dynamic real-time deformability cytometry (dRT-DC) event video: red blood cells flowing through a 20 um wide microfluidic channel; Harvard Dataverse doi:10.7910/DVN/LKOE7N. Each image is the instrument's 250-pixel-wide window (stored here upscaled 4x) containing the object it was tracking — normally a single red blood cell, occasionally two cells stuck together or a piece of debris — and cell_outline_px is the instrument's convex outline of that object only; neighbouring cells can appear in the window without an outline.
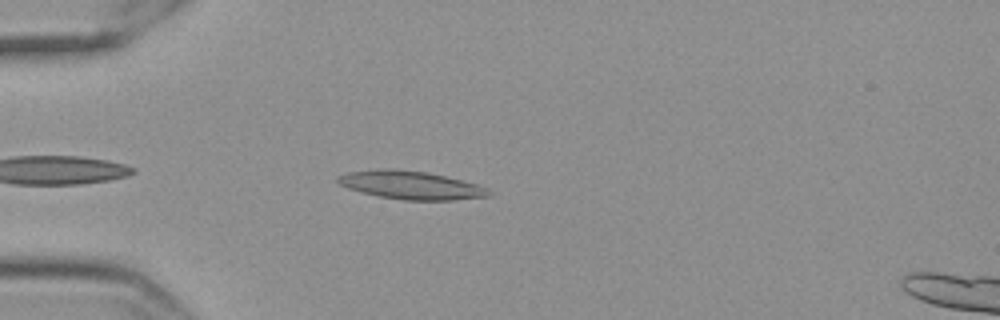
{"species": "Egyptian fruit bat (a non-hibernating species)", "species_latin": "Rousettus aegyptiacus", "temperature_condition": "cold", "stored_images_in_passage": 30, "camera_frame_rate_fps": 3000, "um_per_image_px": 0.085, "frame": {"image": 1, "passage_image": 4, "time_ms": 1.0, "image_size_px": [1000, 320], "cell_outline_px": [[492, 196], [452, 200], [404, 200], [380, 196], [348, 188], [340, 184], [336, 180], [336, 176], [348, 172], [384, 168], [428, 172], [476, 184], [488, 188], [492, 192]], "centroid_in_image_um": [34.94, 15.74], "position_along_channel_um": 50.1, "area_um2": 24.62}}
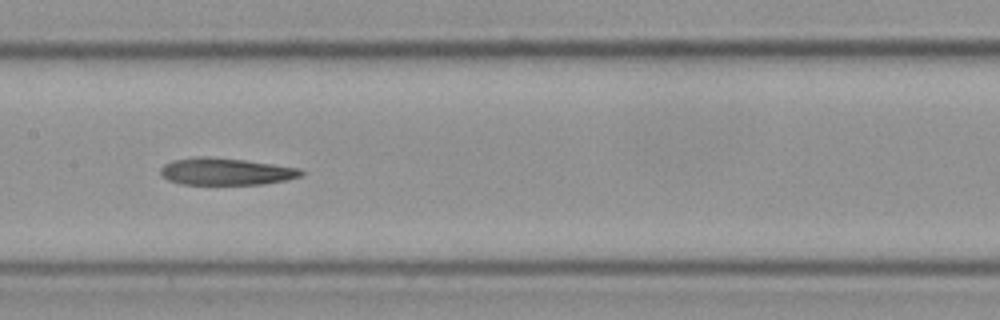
{"frame": {"image": 2, "passage_image": 17, "time_ms": 5.333, "image_size_px": [1000, 320], "cell_outline_px": [[304, 176], [264, 184], [180, 184], [168, 180], [160, 172], [160, 168], [164, 164], [172, 160], [200, 156], [208, 156], [244, 160], [300, 168], [304, 172]], "centroid_in_image_um": [19.2, 14.57], "position_along_channel_um": 188.2, "area_um2": 22.14}}
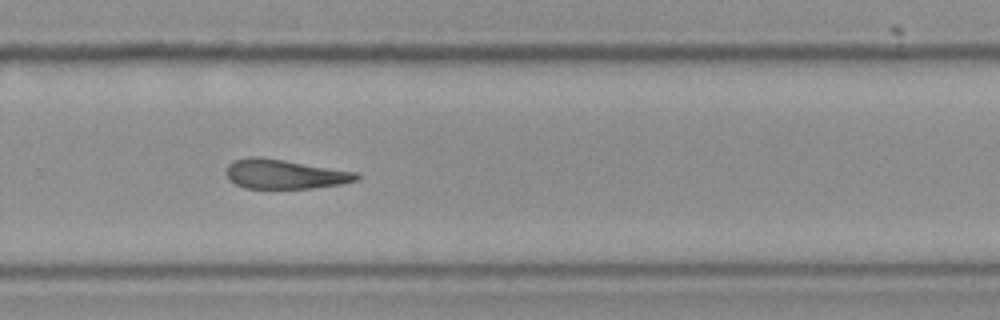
{"frame": {"image": 3, "passage_image": 27, "time_ms": 8.667, "image_size_px": [1000, 320], "cell_outline_px": [[360, 176], [356, 180], [340, 184], [312, 188], [244, 188], [228, 180], [228, 164], [236, 160], [248, 156], [256, 156], [284, 160], [360, 172]], "centroid_in_image_um": [24.23, 14.8], "position_along_channel_um": 305.6, "area_um2": 22.25}}